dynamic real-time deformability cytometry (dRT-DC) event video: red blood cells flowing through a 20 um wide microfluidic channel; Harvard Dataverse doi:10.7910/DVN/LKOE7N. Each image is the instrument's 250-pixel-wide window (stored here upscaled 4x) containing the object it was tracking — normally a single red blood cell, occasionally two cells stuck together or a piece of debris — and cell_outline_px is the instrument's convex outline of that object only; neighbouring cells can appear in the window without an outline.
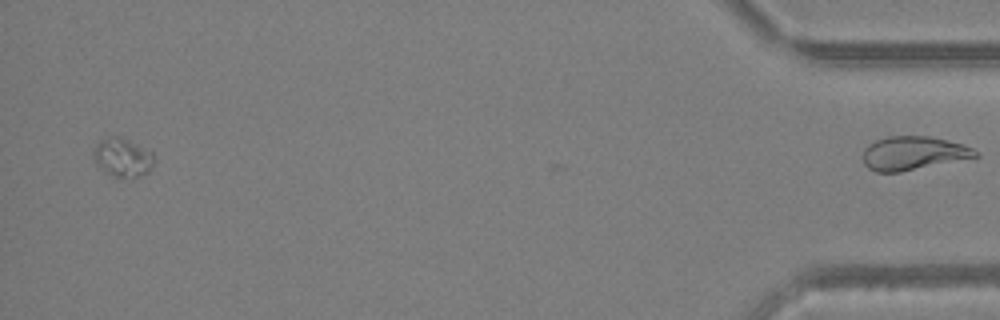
{"species": "Egyptian fruit bat (a non-hibernating species)", "species_latin": "Rousettus aegyptiacus", "temperature_condition": "warm", "stored_images_in_passage": 41, "segment_of_instrument_passage": [2, 2], "camera_frame_rate_fps": 3000, "um_per_image_px": 0.085, "animal": {"sex": "female"}, "frame": {"image": 1, "passage_image": 41, "time_ms": 13.333, "image_size_px": [1000, 320], "cell_outline_px": [[980, 156], [900, 172], [876, 172], [868, 168], [864, 164], [864, 148], [868, 144], [876, 140], [888, 136], [928, 136], [964, 144], [980, 152]], "centroid_in_image_um": [77.64, 13.02], "position_along_channel_um": 357.6, "area_um2": 22.02}}